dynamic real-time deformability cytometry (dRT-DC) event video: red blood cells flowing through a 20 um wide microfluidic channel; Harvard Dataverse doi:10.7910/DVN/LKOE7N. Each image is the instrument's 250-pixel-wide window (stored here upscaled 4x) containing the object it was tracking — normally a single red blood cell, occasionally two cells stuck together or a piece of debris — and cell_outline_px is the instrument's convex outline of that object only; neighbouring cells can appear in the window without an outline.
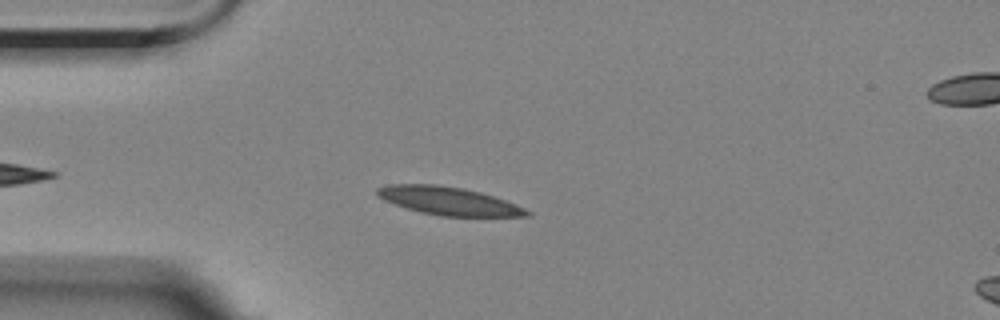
{"species": "Egyptian fruit bat (a non-hibernating species)", "species_latin": "Rousettus aegyptiacus", "temperature_condition": "room temperature", "stored_images_in_passage": 4, "camera_frame_rate_fps": 3000, "um_per_image_px": 0.085, "animal": {"sex": "female"}, "frame": {"image": 1, "passage_image": 3, "time_ms": 2.333, "image_size_px": [1000, 320], "cell_outline_px": [[532, 216], [440, 216], [420, 212], [384, 200], [376, 196], [376, 188], [392, 184], [436, 184], [464, 188], [480, 192], [516, 204], [532, 212]], "centroid_in_image_um": [38.13, 17.08], "position_along_channel_um": 46.9, "area_um2": 24.39}}